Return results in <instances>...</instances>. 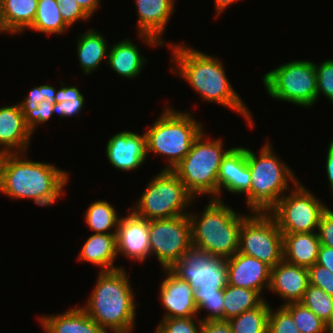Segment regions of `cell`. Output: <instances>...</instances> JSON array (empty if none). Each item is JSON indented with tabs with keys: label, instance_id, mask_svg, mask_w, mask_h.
<instances>
[{
	"label": "cell",
	"instance_id": "1",
	"mask_svg": "<svg viewBox=\"0 0 333 333\" xmlns=\"http://www.w3.org/2000/svg\"><path fill=\"white\" fill-rule=\"evenodd\" d=\"M172 51V73L179 74L190 84L204 101L218 103L238 112L247 119V123L254 127L252 113L248 110L239 94L233 89L226 76L223 63L217 58L204 54L186 44L169 45ZM176 68V69H175Z\"/></svg>",
	"mask_w": 333,
	"mask_h": 333
},
{
	"label": "cell",
	"instance_id": "2",
	"mask_svg": "<svg viewBox=\"0 0 333 333\" xmlns=\"http://www.w3.org/2000/svg\"><path fill=\"white\" fill-rule=\"evenodd\" d=\"M25 153H5L1 194L14 199H32L39 206H52L64 194L67 171L51 163L27 160Z\"/></svg>",
	"mask_w": 333,
	"mask_h": 333
},
{
	"label": "cell",
	"instance_id": "3",
	"mask_svg": "<svg viewBox=\"0 0 333 333\" xmlns=\"http://www.w3.org/2000/svg\"><path fill=\"white\" fill-rule=\"evenodd\" d=\"M170 270L186 280L194 290L197 313L201 310L208 313L201 319L202 322L224 320L223 290L227 285L225 258L191 246Z\"/></svg>",
	"mask_w": 333,
	"mask_h": 333
},
{
	"label": "cell",
	"instance_id": "4",
	"mask_svg": "<svg viewBox=\"0 0 333 333\" xmlns=\"http://www.w3.org/2000/svg\"><path fill=\"white\" fill-rule=\"evenodd\" d=\"M98 274L92 294L81 308L106 331L132 333L137 304L129 275L124 268Z\"/></svg>",
	"mask_w": 333,
	"mask_h": 333
},
{
	"label": "cell",
	"instance_id": "5",
	"mask_svg": "<svg viewBox=\"0 0 333 333\" xmlns=\"http://www.w3.org/2000/svg\"><path fill=\"white\" fill-rule=\"evenodd\" d=\"M200 215L188 214L192 246L225 259L237 253L240 229L247 215L237 213L218 199H210Z\"/></svg>",
	"mask_w": 333,
	"mask_h": 333
},
{
	"label": "cell",
	"instance_id": "6",
	"mask_svg": "<svg viewBox=\"0 0 333 333\" xmlns=\"http://www.w3.org/2000/svg\"><path fill=\"white\" fill-rule=\"evenodd\" d=\"M246 158L251 173L250 191L246 194L250 212H269L289 191V180L292 184L300 182L292 169L276 156L269 142L261 148L259 156L246 148Z\"/></svg>",
	"mask_w": 333,
	"mask_h": 333
},
{
	"label": "cell",
	"instance_id": "7",
	"mask_svg": "<svg viewBox=\"0 0 333 333\" xmlns=\"http://www.w3.org/2000/svg\"><path fill=\"white\" fill-rule=\"evenodd\" d=\"M164 109L145 132L147 154L165 156L168 162L164 170H172L188 154L204 127L189 112H179L168 105Z\"/></svg>",
	"mask_w": 333,
	"mask_h": 333
},
{
	"label": "cell",
	"instance_id": "8",
	"mask_svg": "<svg viewBox=\"0 0 333 333\" xmlns=\"http://www.w3.org/2000/svg\"><path fill=\"white\" fill-rule=\"evenodd\" d=\"M204 130L194 140L188 154L172 169L187 191L196 198L208 194L218 199L220 163L231 149H223V140L205 138ZM207 139V140H206Z\"/></svg>",
	"mask_w": 333,
	"mask_h": 333
},
{
	"label": "cell",
	"instance_id": "9",
	"mask_svg": "<svg viewBox=\"0 0 333 333\" xmlns=\"http://www.w3.org/2000/svg\"><path fill=\"white\" fill-rule=\"evenodd\" d=\"M194 199L172 170L163 169L150 180L136 206L129 209L149 221L168 219L189 214L186 210Z\"/></svg>",
	"mask_w": 333,
	"mask_h": 333
},
{
	"label": "cell",
	"instance_id": "10",
	"mask_svg": "<svg viewBox=\"0 0 333 333\" xmlns=\"http://www.w3.org/2000/svg\"><path fill=\"white\" fill-rule=\"evenodd\" d=\"M268 95L273 99L312 107L317 101L315 63L295 60L279 65L262 78Z\"/></svg>",
	"mask_w": 333,
	"mask_h": 333
},
{
	"label": "cell",
	"instance_id": "11",
	"mask_svg": "<svg viewBox=\"0 0 333 333\" xmlns=\"http://www.w3.org/2000/svg\"><path fill=\"white\" fill-rule=\"evenodd\" d=\"M252 214L242 222L238 252L255 257L272 268L283 260V234L269 212Z\"/></svg>",
	"mask_w": 333,
	"mask_h": 333
},
{
	"label": "cell",
	"instance_id": "12",
	"mask_svg": "<svg viewBox=\"0 0 333 333\" xmlns=\"http://www.w3.org/2000/svg\"><path fill=\"white\" fill-rule=\"evenodd\" d=\"M269 211L282 234L316 232L322 213L327 209L316 195L301 183L294 184Z\"/></svg>",
	"mask_w": 333,
	"mask_h": 333
},
{
	"label": "cell",
	"instance_id": "13",
	"mask_svg": "<svg viewBox=\"0 0 333 333\" xmlns=\"http://www.w3.org/2000/svg\"><path fill=\"white\" fill-rule=\"evenodd\" d=\"M150 256L155 254L162 269H170L192 246L188 214L149 221Z\"/></svg>",
	"mask_w": 333,
	"mask_h": 333
},
{
	"label": "cell",
	"instance_id": "14",
	"mask_svg": "<svg viewBox=\"0 0 333 333\" xmlns=\"http://www.w3.org/2000/svg\"><path fill=\"white\" fill-rule=\"evenodd\" d=\"M117 255L137 262L150 256L149 220L135 215L128 208V215L120 217L116 231Z\"/></svg>",
	"mask_w": 333,
	"mask_h": 333
},
{
	"label": "cell",
	"instance_id": "15",
	"mask_svg": "<svg viewBox=\"0 0 333 333\" xmlns=\"http://www.w3.org/2000/svg\"><path fill=\"white\" fill-rule=\"evenodd\" d=\"M137 7L138 35L148 46H164L162 35L174 12L175 0H134Z\"/></svg>",
	"mask_w": 333,
	"mask_h": 333
},
{
	"label": "cell",
	"instance_id": "16",
	"mask_svg": "<svg viewBox=\"0 0 333 333\" xmlns=\"http://www.w3.org/2000/svg\"><path fill=\"white\" fill-rule=\"evenodd\" d=\"M146 134L122 131L112 136L106 144V157L110 164L121 171L139 168L147 159Z\"/></svg>",
	"mask_w": 333,
	"mask_h": 333
},
{
	"label": "cell",
	"instance_id": "17",
	"mask_svg": "<svg viewBox=\"0 0 333 333\" xmlns=\"http://www.w3.org/2000/svg\"><path fill=\"white\" fill-rule=\"evenodd\" d=\"M227 284L258 291L263 295L264 289L269 290L271 267L242 253H235L226 259Z\"/></svg>",
	"mask_w": 333,
	"mask_h": 333
},
{
	"label": "cell",
	"instance_id": "18",
	"mask_svg": "<svg viewBox=\"0 0 333 333\" xmlns=\"http://www.w3.org/2000/svg\"><path fill=\"white\" fill-rule=\"evenodd\" d=\"M165 278L160 285V300L166 310L163 318H188L197 316L194 290L186 280L180 279L170 269H163Z\"/></svg>",
	"mask_w": 333,
	"mask_h": 333
},
{
	"label": "cell",
	"instance_id": "19",
	"mask_svg": "<svg viewBox=\"0 0 333 333\" xmlns=\"http://www.w3.org/2000/svg\"><path fill=\"white\" fill-rule=\"evenodd\" d=\"M251 186V173L247 164L246 147H232L223 157L218 173V200L221 190L232 194H247Z\"/></svg>",
	"mask_w": 333,
	"mask_h": 333
},
{
	"label": "cell",
	"instance_id": "20",
	"mask_svg": "<svg viewBox=\"0 0 333 333\" xmlns=\"http://www.w3.org/2000/svg\"><path fill=\"white\" fill-rule=\"evenodd\" d=\"M309 285L308 268L290 264L284 260L271 268L269 291L276 293L284 301L300 302Z\"/></svg>",
	"mask_w": 333,
	"mask_h": 333
},
{
	"label": "cell",
	"instance_id": "21",
	"mask_svg": "<svg viewBox=\"0 0 333 333\" xmlns=\"http://www.w3.org/2000/svg\"><path fill=\"white\" fill-rule=\"evenodd\" d=\"M32 134L19 103L0 107V152H27Z\"/></svg>",
	"mask_w": 333,
	"mask_h": 333
},
{
	"label": "cell",
	"instance_id": "22",
	"mask_svg": "<svg viewBox=\"0 0 333 333\" xmlns=\"http://www.w3.org/2000/svg\"><path fill=\"white\" fill-rule=\"evenodd\" d=\"M46 333H108L80 306L66 312L39 317Z\"/></svg>",
	"mask_w": 333,
	"mask_h": 333
},
{
	"label": "cell",
	"instance_id": "23",
	"mask_svg": "<svg viewBox=\"0 0 333 333\" xmlns=\"http://www.w3.org/2000/svg\"><path fill=\"white\" fill-rule=\"evenodd\" d=\"M320 245L317 232L283 234V260L309 268L317 261Z\"/></svg>",
	"mask_w": 333,
	"mask_h": 333
},
{
	"label": "cell",
	"instance_id": "24",
	"mask_svg": "<svg viewBox=\"0 0 333 333\" xmlns=\"http://www.w3.org/2000/svg\"><path fill=\"white\" fill-rule=\"evenodd\" d=\"M116 257V234L94 233L85 241L77 258L100 267L102 272L123 268L114 266Z\"/></svg>",
	"mask_w": 333,
	"mask_h": 333
},
{
	"label": "cell",
	"instance_id": "25",
	"mask_svg": "<svg viewBox=\"0 0 333 333\" xmlns=\"http://www.w3.org/2000/svg\"><path fill=\"white\" fill-rule=\"evenodd\" d=\"M107 60L109 67L115 73L129 80L140 75L146 62L139 48L130 39L111 45Z\"/></svg>",
	"mask_w": 333,
	"mask_h": 333
},
{
	"label": "cell",
	"instance_id": "26",
	"mask_svg": "<svg viewBox=\"0 0 333 333\" xmlns=\"http://www.w3.org/2000/svg\"><path fill=\"white\" fill-rule=\"evenodd\" d=\"M107 43L103 34L98 32L97 29H89L79 35L77 58L84 74H92L100 66L101 61L107 60L110 47Z\"/></svg>",
	"mask_w": 333,
	"mask_h": 333
},
{
	"label": "cell",
	"instance_id": "27",
	"mask_svg": "<svg viewBox=\"0 0 333 333\" xmlns=\"http://www.w3.org/2000/svg\"><path fill=\"white\" fill-rule=\"evenodd\" d=\"M38 0H1L6 31L13 35L27 30L33 23Z\"/></svg>",
	"mask_w": 333,
	"mask_h": 333
},
{
	"label": "cell",
	"instance_id": "28",
	"mask_svg": "<svg viewBox=\"0 0 333 333\" xmlns=\"http://www.w3.org/2000/svg\"><path fill=\"white\" fill-rule=\"evenodd\" d=\"M223 301L224 320L228 321L245 311L259 307L265 299L258 291L227 284L223 290Z\"/></svg>",
	"mask_w": 333,
	"mask_h": 333
},
{
	"label": "cell",
	"instance_id": "29",
	"mask_svg": "<svg viewBox=\"0 0 333 333\" xmlns=\"http://www.w3.org/2000/svg\"><path fill=\"white\" fill-rule=\"evenodd\" d=\"M69 28L62 18L60 6L56 0H38L35 19L28 29L49 36L52 34L61 35Z\"/></svg>",
	"mask_w": 333,
	"mask_h": 333
},
{
	"label": "cell",
	"instance_id": "30",
	"mask_svg": "<svg viewBox=\"0 0 333 333\" xmlns=\"http://www.w3.org/2000/svg\"><path fill=\"white\" fill-rule=\"evenodd\" d=\"M85 220L95 233L116 234L120 217L108 201L98 200L87 208ZM111 229L114 230L108 231Z\"/></svg>",
	"mask_w": 333,
	"mask_h": 333
},
{
	"label": "cell",
	"instance_id": "31",
	"mask_svg": "<svg viewBox=\"0 0 333 333\" xmlns=\"http://www.w3.org/2000/svg\"><path fill=\"white\" fill-rule=\"evenodd\" d=\"M270 305L264 301L259 307L245 311L228 320L233 333H267Z\"/></svg>",
	"mask_w": 333,
	"mask_h": 333
},
{
	"label": "cell",
	"instance_id": "32",
	"mask_svg": "<svg viewBox=\"0 0 333 333\" xmlns=\"http://www.w3.org/2000/svg\"><path fill=\"white\" fill-rule=\"evenodd\" d=\"M54 98L56 103L53 106V113H58L61 118L78 115L85 106L84 95L81 94L78 87L66 86L63 82Z\"/></svg>",
	"mask_w": 333,
	"mask_h": 333
},
{
	"label": "cell",
	"instance_id": "33",
	"mask_svg": "<svg viewBox=\"0 0 333 333\" xmlns=\"http://www.w3.org/2000/svg\"><path fill=\"white\" fill-rule=\"evenodd\" d=\"M293 317L301 333H327V324L301 302L282 305Z\"/></svg>",
	"mask_w": 333,
	"mask_h": 333
},
{
	"label": "cell",
	"instance_id": "34",
	"mask_svg": "<svg viewBox=\"0 0 333 333\" xmlns=\"http://www.w3.org/2000/svg\"><path fill=\"white\" fill-rule=\"evenodd\" d=\"M300 302L327 325L333 320V296L321 288L309 284Z\"/></svg>",
	"mask_w": 333,
	"mask_h": 333
},
{
	"label": "cell",
	"instance_id": "35",
	"mask_svg": "<svg viewBox=\"0 0 333 333\" xmlns=\"http://www.w3.org/2000/svg\"><path fill=\"white\" fill-rule=\"evenodd\" d=\"M201 325L202 320L197 316L188 318H163L157 325L155 333H201Z\"/></svg>",
	"mask_w": 333,
	"mask_h": 333
},
{
	"label": "cell",
	"instance_id": "36",
	"mask_svg": "<svg viewBox=\"0 0 333 333\" xmlns=\"http://www.w3.org/2000/svg\"><path fill=\"white\" fill-rule=\"evenodd\" d=\"M273 311L270 307L267 333H301L292 315L282 306Z\"/></svg>",
	"mask_w": 333,
	"mask_h": 333
},
{
	"label": "cell",
	"instance_id": "37",
	"mask_svg": "<svg viewBox=\"0 0 333 333\" xmlns=\"http://www.w3.org/2000/svg\"><path fill=\"white\" fill-rule=\"evenodd\" d=\"M315 71L317 76V100L322 93L333 104V59L321 62L319 65L315 63Z\"/></svg>",
	"mask_w": 333,
	"mask_h": 333
},
{
	"label": "cell",
	"instance_id": "38",
	"mask_svg": "<svg viewBox=\"0 0 333 333\" xmlns=\"http://www.w3.org/2000/svg\"><path fill=\"white\" fill-rule=\"evenodd\" d=\"M56 91L55 87L49 84L35 86L29 91L27 98L25 97L24 100L19 102L21 110H34L38 108V104L43 100H47L54 105L56 103L54 98Z\"/></svg>",
	"mask_w": 333,
	"mask_h": 333
},
{
	"label": "cell",
	"instance_id": "39",
	"mask_svg": "<svg viewBox=\"0 0 333 333\" xmlns=\"http://www.w3.org/2000/svg\"><path fill=\"white\" fill-rule=\"evenodd\" d=\"M53 106L49 101L43 100L38 104V108L34 110H21L25 118V124L33 134L39 124L46 123L52 118L54 115Z\"/></svg>",
	"mask_w": 333,
	"mask_h": 333
},
{
	"label": "cell",
	"instance_id": "40",
	"mask_svg": "<svg viewBox=\"0 0 333 333\" xmlns=\"http://www.w3.org/2000/svg\"><path fill=\"white\" fill-rule=\"evenodd\" d=\"M308 272L310 285L321 288L333 296V273L329 269L315 263L308 268Z\"/></svg>",
	"mask_w": 333,
	"mask_h": 333
},
{
	"label": "cell",
	"instance_id": "41",
	"mask_svg": "<svg viewBox=\"0 0 333 333\" xmlns=\"http://www.w3.org/2000/svg\"><path fill=\"white\" fill-rule=\"evenodd\" d=\"M64 22L71 27L77 21H88L89 16L82 10L76 0H56Z\"/></svg>",
	"mask_w": 333,
	"mask_h": 333
},
{
	"label": "cell",
	"instance_id": "42",
	"mask_svg": "<svg viewBox=\"0 0 333 333\" xmlns=\"http://www.w3.org/2000/svg\"><path fill=\"white\" fill-rule=\"evenodd\" d=\"M317 235L321 245L333 248V211L329 208L322 213Z\"/></svg>",
	"mask_w": 333,
	"mask_h": 333
},
{
	"label": "cell",
	"instance_id": "43",
	"mask_svg": "<svg viewBox=\"0 0 333 333\" xmlns=\"http://www.w3.org/2000/svg\"><path fill=\"white\" fill-rule=\"evenodd\" d=\"M201 333H233L230 324L226 320L203 321Z\"/></svg>",
	"mask_w": 333,
	"mask_h": 333
},
{
	"label": "cell",
	"instance_id": "44",
	"mask_svg": "<svg viewBox=\"0 0 333 333\" xmlns=\"http://www.w3.org/2000/svg\"><path fill=\"white\" fill-rule=\"evenodd\" d=\"M316 263L333 273V248L320 245Z\"/></svg>",
	"mask_w": 333,
	"mask_h": 333
},
{
	"label": "cell",
	"instance_id": "45",
	"mask_svg": "<svg viewBox=\"0 0 333 333\" xmlns=\"http://www.w3.org/2000/svg\"><path fill=\"white\" fill-rule=\"evenodd\" d=\"M327 157H326V173L328 177V182L330 183L329 187L331 192L333 193V139L330 140V144L327 150ZM333 195V194H332Z\"/></svg>",
	"mask_w": 333,
	"mask_h": 333
},
{
	"label": "cell",
	"instance_id": "46",
	"mask_svg": "<svg viewBox=\"0 0 333 333\" xmlns=\"http://www.w3.org/2000/svg\"><path fill=\"white\" fill-rule=\"evenodd\" d=\"M82 10L91 18L99 7L100 0H76Z\"/></svg>",
	"mask_w": 333,
	"mask_h": 333
},
{
	"label": "cell",
	"instance_id": "47",
	"mask_svg": "<svg viewBox=\"0 0 333 333\" xmlns=\"http://www.w3.org/2000/svg\"><path fill=\"white\" fill-rule=\"evenodd\" d=\"M239 0H214L215 2V9H216V17L221 14V12H224V10L229 7V5L237 2Z\"/></svg>",
	"mask_w": 333,
	"mask_h": 333
},
{
	"label": "cell",
	"instance_id": "48",
	"mask_svg": "<svg viewBox=\"0 0 333 333\" xmlns=\"http://www.w3.org/2000/svg\"><path fill=\"white\" fill-rule=\"evenodd\" d=\"M0 33H7V34H9L6 31L5 25H4V20H3V16H2L1 0H0Z\"/></svg>",
	"mask_w": 333,
	"mask_h": 333
},
{
	"label": "cell",
	"instance_id": "49",
	"mask_svg": "<svg viewBox=\"0 0 333 333\" xmlns=\"http://www.w3.org/2000/svg\"><path fill=\"white\" fill-rule=\"evenodd\" d=\"M4 154L3 152H0V189H1V176H2V165L4 162Z\"/></svg>",
	"mask_w": 333,
	"mask_h": 333
},
{
	"label": "cell",
	"instance_id": "50",
	"mask_svg": "<svg viewBox=\"0 0 333 333\" xmlns=\"http://www.w3.org/2000/svg\"><path fill=\"white\" fill-rule=\"evenodd\" d=\"M327 333H333V320L327 325Z\"/></svg>",
	"mask_w": 333,
	"mask_h": 333
}]
</instances>
